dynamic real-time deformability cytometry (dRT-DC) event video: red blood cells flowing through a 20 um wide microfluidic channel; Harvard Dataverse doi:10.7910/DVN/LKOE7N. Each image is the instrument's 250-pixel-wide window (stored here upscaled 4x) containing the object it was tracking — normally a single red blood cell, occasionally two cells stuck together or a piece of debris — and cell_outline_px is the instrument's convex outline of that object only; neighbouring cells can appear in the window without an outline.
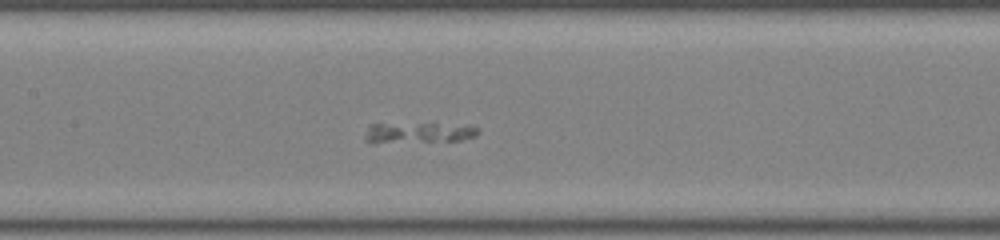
{"species": "common noctule bat (a hibernating species)", "species_latin": "Nyctalus noctula", "temperature_condition": "room temperature", "stored_images_in_passage": 32, "camera_frame_rate_fps": 3000, "um_per_image_px": 0.085, "animal": {"sex": "male", "body_mass_g": 19.0, "forearm_length_mm": 50.8}, "frame": {"image": 1, "passage_image": 12, "time_ms": 3.667, "image_size_px": [1000, 240], "cell_outline_px": [[480, 132], [476, 136], [460, 140], [364, 140], [364, 136], [368, 128], [372, 124], [436, 124], [480, 128]], "centroid_in_image_um": [35.64, 11.24], "position_along_channel_um": 171.8, "area_um2": 12.08}}
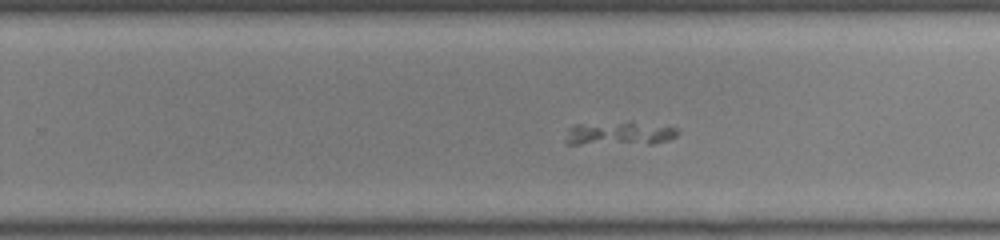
{"frame": {"image": 2, "passage_image": 20, "time_ms": 6.333, "image_size_px": [1000, 240], "cell_outline_px": [[680, 132], [676, 136], [668, 140], [652, 144], [568, 144], [564, 140], [568, 128], [576, 124], [628, 120], [632, 120], [680, 128]], "centroid_in_image_um": [52.68, 11.31], "position_along_channel_um": 277.1, "area_um2": 16.3}}
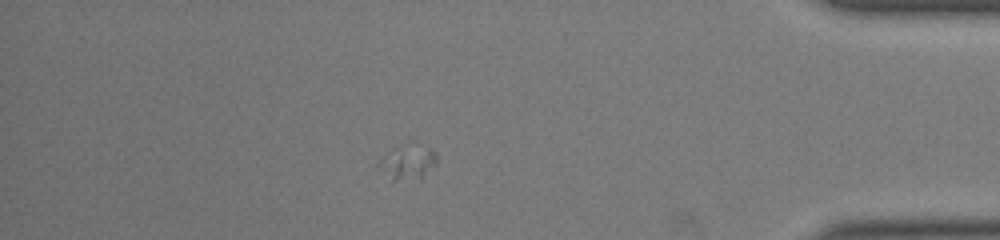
{"frame": {"image": 3, "passage_image": 32, "time_ms": 10.333, "image_size_px": [1000, 240], "cell_outline_px": [[436, 164], [420, 176], [396, 180], [392, 180], [380, 160], [384, 156], [400, 144], [408, 140], [412, 140], [432, 148], [436, 152]], "centroid_in_image_um": [34.77, 13.63], "position_along_channel_um": 400.4, "area_um2": 11.16}}